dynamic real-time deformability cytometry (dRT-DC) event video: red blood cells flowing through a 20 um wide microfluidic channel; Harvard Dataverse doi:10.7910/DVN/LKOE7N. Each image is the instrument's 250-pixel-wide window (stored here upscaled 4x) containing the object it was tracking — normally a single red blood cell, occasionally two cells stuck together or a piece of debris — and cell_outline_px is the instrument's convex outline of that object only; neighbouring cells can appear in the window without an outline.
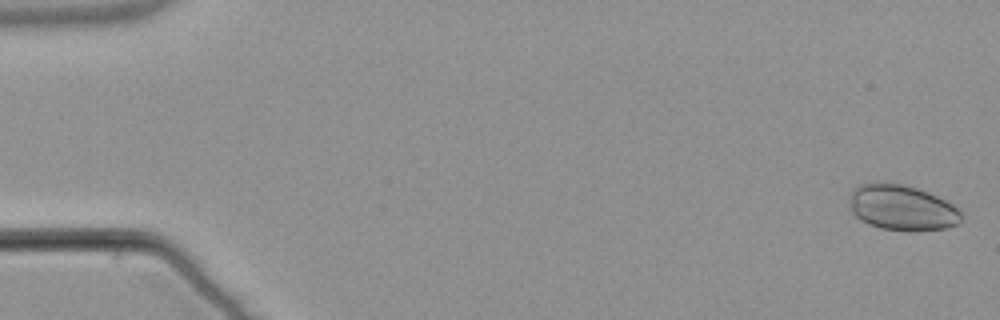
{"species": "common noctule bat (a hibernating species)", "species_latin": "Nyctalus noctula", "temperature_condition": "warm", "stored_images_in_passage": 55, "camera_frame_rate_fps": 3000, "um_per_image_px": 0.085, "animal": {"sex": "male", "body_mass_g": 21.5, "forearm_length_mm": 52.0}, "frame": {"image": 1, "passage_image": 2, "time_ms": 0.333, "image_size_px": [1000, 320], "cell_outline_px": [[960, 220], [956, 224], [944, 228], [912, 232], [908, 232], [880, 228], [868, 224], [860, 220], [852, 212], [848, 192], [852, 188], [860, 184], [904, 184], [928, 192], [952, 204], [960, 212]], "centroid_in_image_um": [76.62, 17.67], "position_along_channel_um": 8.4, "area_um2": 29.48}}
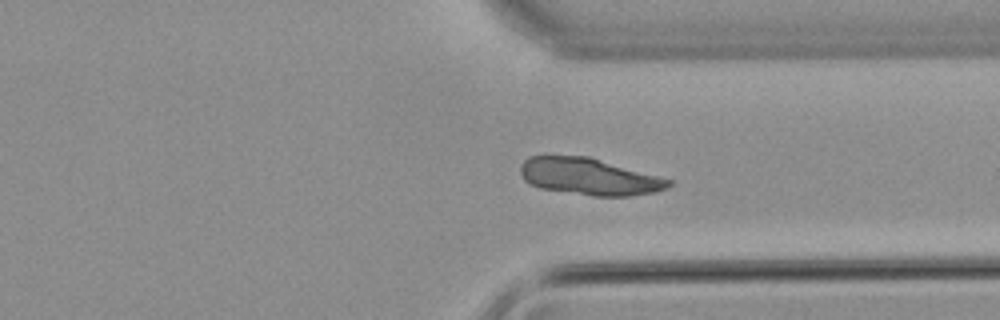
{"frame": {"image": 2, "passage_image": 42, "time_ms": 13.667, "image_size_px": [1000, 320], "cell_outline_px": [[672, 184], [668, 188], [656, 192], [628, 196], [592, 196], [540, 188], [524, 180], [520, 172], [520, 164], [528, 156], [544, 152], [588, 156], [672, 180]], "centroid_in_image_um": [49.99, 14.96], "position_along_channel_um": 361.4, "area_um2": 32.6}}
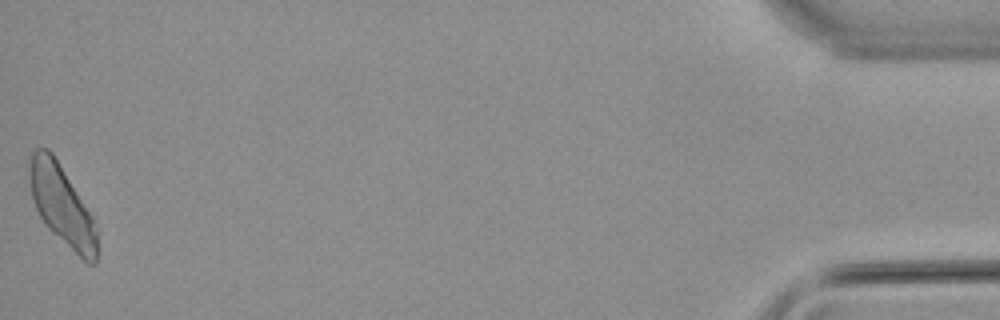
{"frame": {"image": 3, "passage_image": 55, "time_ms": 18.0, "image_size_px": [1000, 320], "cell_outline_px": [[96, 264], [88, 264], [52, 232], [44, 224], [36, 208], [32, 196], [28, 168], [32, 152], [36, 148], [48, 148], [52, 152], [92, 216], [96, 232]], "centroid_in_image_um": [5.23, 17.44], "position_along_channel_um": 430.0, "area_um2": 30.75}}